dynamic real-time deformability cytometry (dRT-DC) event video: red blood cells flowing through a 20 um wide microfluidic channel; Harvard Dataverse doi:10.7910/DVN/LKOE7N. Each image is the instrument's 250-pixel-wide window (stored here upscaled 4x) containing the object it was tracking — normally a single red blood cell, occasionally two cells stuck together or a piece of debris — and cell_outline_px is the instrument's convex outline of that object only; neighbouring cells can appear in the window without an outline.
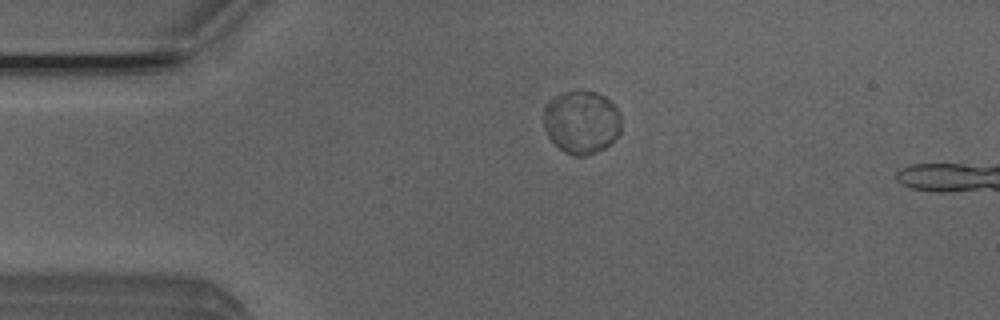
{"species": "Egyptian fruit bat (a non-hibernating species)", "species_latin": "Rousettus aegyptiacus", "temperature_condition": "room temperature", "stored_images_in_passage": 42, "camera_frame_rate_fps": 3000, "um_per_image_px": 0.085, "animal": {"sex": "male"}, "frame": {"image": 1, "passage_image": 3, "time_ms": 0.667, "image_size_px": [1000, 320], "cell_outline_px": [[620, 136], [604, 148], [596, 152], [584, 156], [572, 156], [564, 152], [548, 136], [544, 124], [544, 108], [548, 100], [564, 92], [596, 92], [604, 96], [616, 108], [620, 116]], "centroid_in_image_um": [49.43, 10.4], "position_along_channel_um": 35.6, "area_um2": 28.38}}
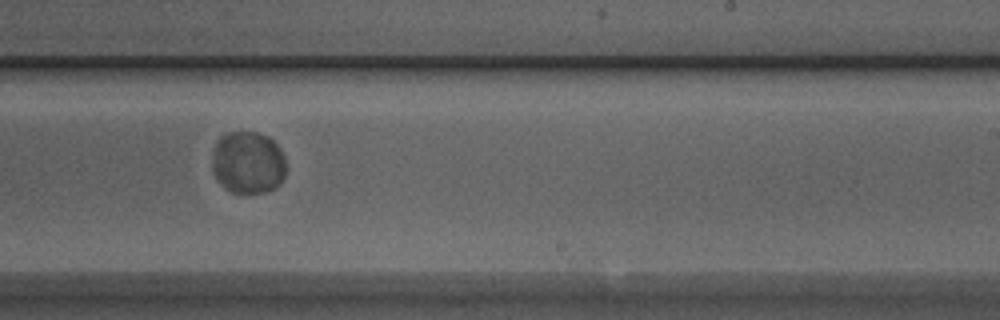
{"frame": {"image": 2, "passage_image": 24, "time_ms": 7.667, "image_size_px": [1000, 320], "cell_outline_px": [[284, 176], [280, 184], [276, 188], [264, 192], [232, 192], [224, 188], [212, 172], [212, 152], [216, 140], [220, 136], [228, 132], [256, 132], [268, 136], [280, 148], [284, 156]], "centroid_in_image_um": [21.05, 13.8], "position_along_channel_um": 268.0, "area_um2": 27.05}}
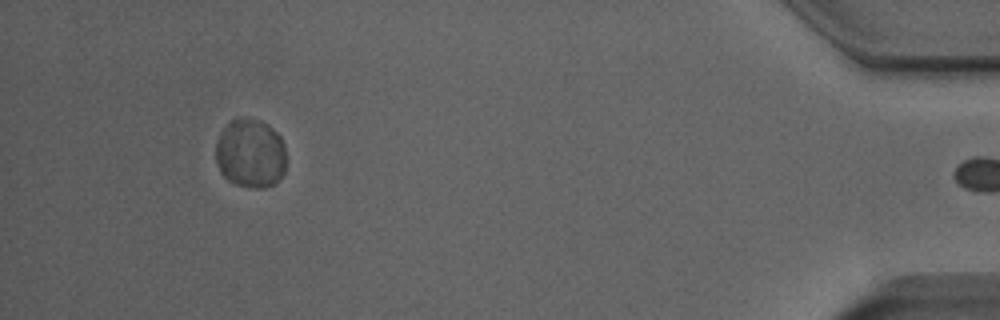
{"frame": {"image": 3, "passage_image": 41, "time_ms": 13.333, "image_size_px": [1000, 320], "cell_outline_px": [[284, 172], [272, 184], [264, 188], [256, 188], [236, 184], [228, 180], [220, 172], [216, 164], [216, 140], [220, 132], [236, 116], [260, 120], [268, 124], [280, 136], [284, 144]], "centroid_in_image_um": [21.25, 13.01], "position_along_channel_um": 413.9, "area_um2": 28.38}}